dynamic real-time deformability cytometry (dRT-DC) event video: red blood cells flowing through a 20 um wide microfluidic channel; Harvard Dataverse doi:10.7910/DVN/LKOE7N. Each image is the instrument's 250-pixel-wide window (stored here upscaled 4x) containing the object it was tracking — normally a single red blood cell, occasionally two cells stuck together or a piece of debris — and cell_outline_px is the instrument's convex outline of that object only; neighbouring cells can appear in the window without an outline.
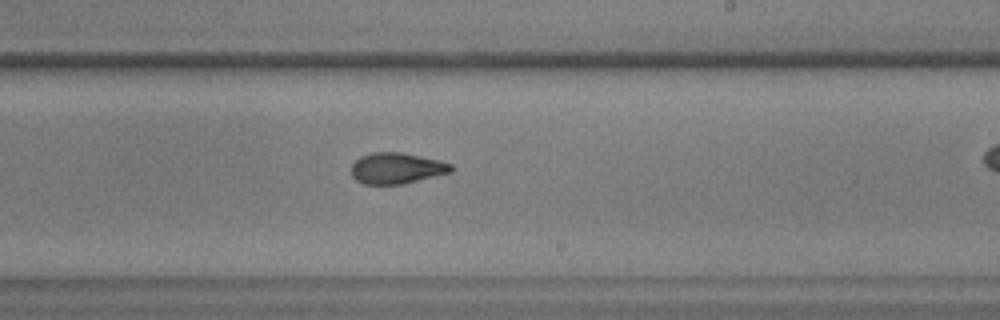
{"species": "common noctule bat (a hibernating species)", "species_latin": "Nyctalus noctula", "temperature_condition": "warm", "stored_images_in_passage": 43, "camera_frame_rate_fps": 3000, "um_per_image_px": 0.085, "animal": {"sex": "male", "body_mass_g": 17.9, "forearm_length_mm": 54.2}, "frame": {"image": 1, "passage_image": 31, "time_ms": 10.0, "image_size_px": [1000, 320], "cell_outline_px": [[456, 168], [452, 172], [404, 184], [364, 184], [356, 180], [352, 176], [352, 164], [360, 156], [372, 152], [400, 152], [440, 160], [452, 164]], "centroid_in_image_um": [33.75, 14.3], "position_along_channel_um": 255.3, "area_um2": 18.21}}